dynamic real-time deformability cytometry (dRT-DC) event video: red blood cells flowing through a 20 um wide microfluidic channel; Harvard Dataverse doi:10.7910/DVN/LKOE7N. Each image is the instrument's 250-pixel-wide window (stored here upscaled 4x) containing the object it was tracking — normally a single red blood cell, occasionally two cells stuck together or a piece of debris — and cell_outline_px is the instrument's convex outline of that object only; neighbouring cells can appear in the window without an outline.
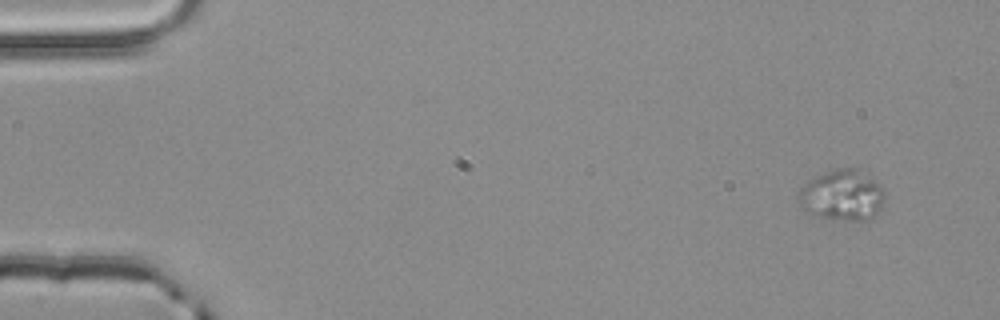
{"species": "common noctule bat (a hibernating species)", "species_latin": "Nyctalus noctula", "temperature_condition": "room temperature", "stored_images_in_passage": 4, "camera_frame_rate_fps": 3000, "um_per_image_px": 0.085, "animal": {"sex": "male", "body_mass_g": 20.4}, "frame": {"image": 1, "passage_image": 1, "time_ms": 0.0, "image_size_px": [1000, 320], "cell_outline_px": [[884, 200], [880, 208], [868, 220], [832, 220], [804, 212], [800, 208], [796, 200], [796, 192], [804, 180], [824, 172], [836, 168], [860, 168], [876, 180], [880, 184], [884, 192]], "centroid_in_image_um": [71.49, 16.57], "position_along_channel_um": 13.5, "area_um2": 26.47}}
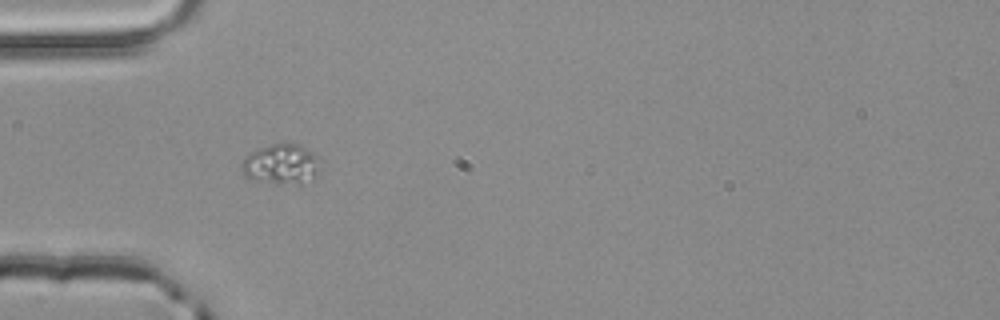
{"frame": {"image": 2, "passage_image": 4, "time_ms": 1.0, "image_size_px": [1000, 320], "cell_outline_px": [[324, 160], [320, 176], [300, 184], [276, 184], [256, 180], [244, 176], [244, 156], [260, 148], [272, 144], [300, 144], [308, 148], [320, 156]], "centroid_in_image_um": [24.07, 13.97], "position_along_channel_um": 60.9, "area_um2": 18.96}}